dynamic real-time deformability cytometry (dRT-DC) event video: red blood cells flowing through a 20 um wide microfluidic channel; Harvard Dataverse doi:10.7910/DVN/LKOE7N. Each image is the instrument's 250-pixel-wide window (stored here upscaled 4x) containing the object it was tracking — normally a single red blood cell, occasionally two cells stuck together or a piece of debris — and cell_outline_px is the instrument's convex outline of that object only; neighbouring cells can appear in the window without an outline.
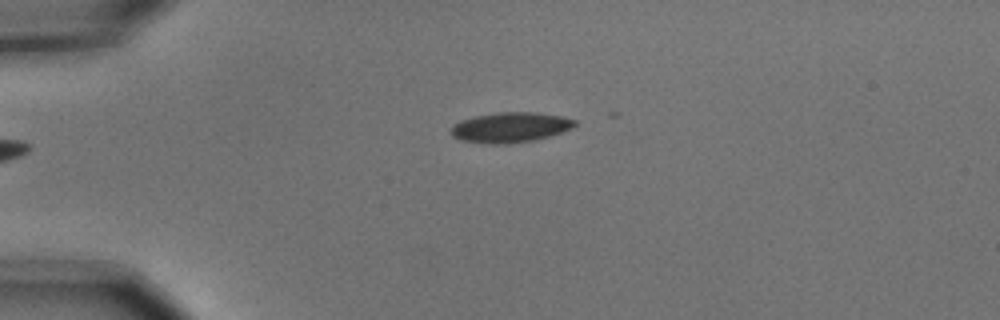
{"species": "common noctule bat (a hibernating species)", "species_latin": "Nyctalus noctula", "temperature_condition": "cold", "stored_images_in_passage": 3, "camera_frame_rate_fps": 3000, "um_per_image_px": 0.085, "animal": {"sex": "male", "body_mass_g": 15.6}, "frame": {"image": 1, "passage_image": 3, "time_ms": 0.667, "image_size_px": [1000, 320], "cell_outline_px": [[576, 124], [572, 128], [548, 136], [532, 140], [508, 144], [488, 144], [460, 140], [452, 136], [452, 124], [460, 120], [476, 116], [500, 112], [532, 112], [560, 116], [576, 120]], "centroid_in_image_um": [43.34, 10.83], "position_along_channel_um": 41.7, "area_um2": 21.56}}